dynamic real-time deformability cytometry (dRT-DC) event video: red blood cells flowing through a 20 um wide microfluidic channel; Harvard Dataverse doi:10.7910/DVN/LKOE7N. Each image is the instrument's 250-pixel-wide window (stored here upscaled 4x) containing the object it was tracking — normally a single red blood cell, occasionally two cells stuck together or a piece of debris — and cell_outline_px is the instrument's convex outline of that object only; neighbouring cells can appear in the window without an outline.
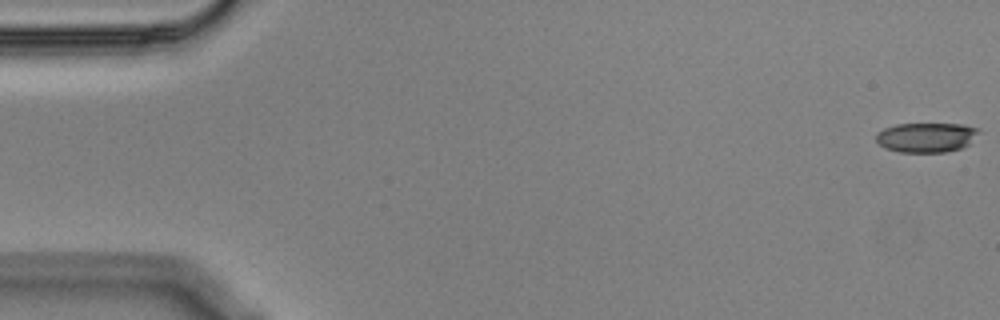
{"species": "Egyptian fruit bat (a non-hibernating species)", "species_latin": "Rousettus aegyptiacus", "temperature_condition": "cold", "stored_images_in_passage": 56, "camera_frame_rate_fps": 3000, "um_per_image_px": 0.085, "animal": {"sex": "male"}, "frame": {"image": 1, "passage_image": 1, "time_ms": 0.0, "image_size_px": [1000, 320], "cell_outline_px": [[980, 132], [968, 144], [960, 148], [948, 152], [900, 152], [884, 148], [876, 140], [876, 132], [884, 128], [896, 124], [960, 124], [980, 128]], "centroid_in_image_um": [78.73, 11.67], "position_along_channel_um": 6.3, "area_um2": 17.8}}
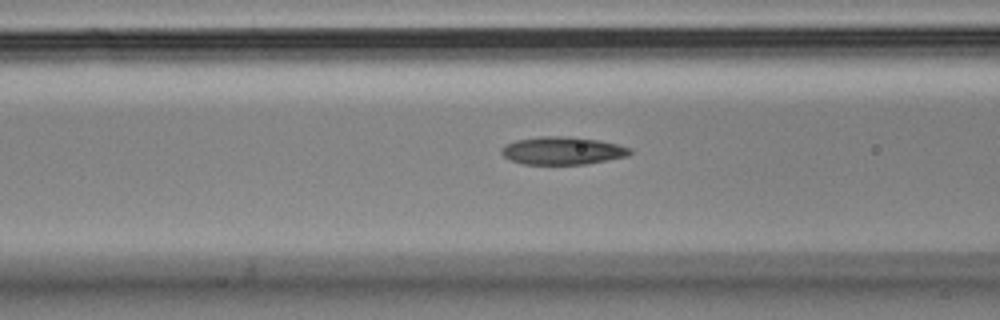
{"frame": {"image": 2, "passage_image": 22, "time_ms": 7.0, "image_size_px": [1000, 320], "cell_outline_px": [[632, 152], [628, 156], [588, 164], [524, 164], [508, 160], [500, 152], [500, 148], [516, 140], [540, 136], [564, 136], [596, 140], [616, 144], [632, 148]], "centroid_in_image_um": [47.8, 12.81], "position_along_channel_um": 118.8, "area_um2": 20.81}}
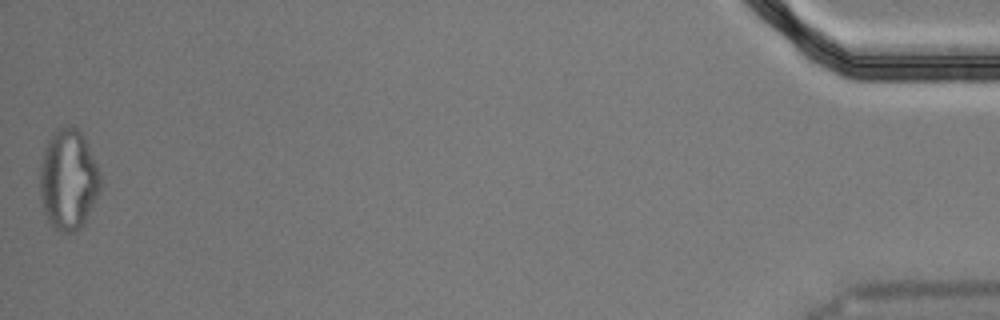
{"frame": {"image": 3, "passage_image": 56, "time_ms": 18.333, "image_size_px": [1000, 320], "cell_outline_px": [[100, 188], [84, 224], [72, 232], [60, 232], [48, 220], [44, 212], [40, 196], [40, 168], [44, 148], [48, 140], [56, 128], [68, 124], [72, 124], [84, 136], [100, 172]], "centroid_in_image_um": [5.79, 15.22], "position_along_channel_um": 429.4, "area_um2": 35.37}, "authors_computed_cell_mechanics": {"area_um2": 20.5768, "velocity_mm_per_s": 3.5858, "shape_relaxation_time_tau1_ms": null, "shape_relaxation_time_tau2_ms": 3.9489, "deformation_change_tau1": null, "deformation_change_tau2": 0.1215}}